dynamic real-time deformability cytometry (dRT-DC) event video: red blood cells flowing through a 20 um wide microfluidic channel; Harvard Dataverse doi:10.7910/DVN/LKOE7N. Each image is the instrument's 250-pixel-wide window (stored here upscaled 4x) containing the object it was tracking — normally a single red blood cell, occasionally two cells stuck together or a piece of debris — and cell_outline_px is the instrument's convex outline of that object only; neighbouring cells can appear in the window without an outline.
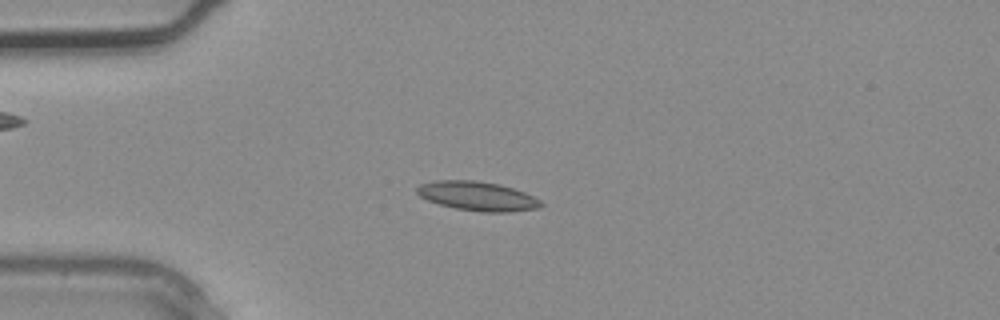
{"species": "common noctule bat (a hibernating species)", "species_latin": "Nyctalus noctula", "temperature_condition": "warm", "stored_images_in_passage": 2, "camera_frame_rate_fps": 3000, "um_per_image_px": 0.085, "animal": {"sex": "male", "body_mass_g": 20.4}, "frame": {"image": 1, "passage_image": 2, "time_ms": 0.333, "image_size_px": [1000, 320], "cell_outline_px": [[544, 204], [540, 208], [512, 212], [484, 212], [456, 208], [440, 204], [428, 200], [420, 196], [416, 192], [416, 188], [420, 184], [432, 180], [476, 180], [500, 184], [524, 192], [540, 200]], "centroid_in_image_um": [40.59, 16.66], "position_along_channel_um": 44.4, "area_um2": 21.15}}